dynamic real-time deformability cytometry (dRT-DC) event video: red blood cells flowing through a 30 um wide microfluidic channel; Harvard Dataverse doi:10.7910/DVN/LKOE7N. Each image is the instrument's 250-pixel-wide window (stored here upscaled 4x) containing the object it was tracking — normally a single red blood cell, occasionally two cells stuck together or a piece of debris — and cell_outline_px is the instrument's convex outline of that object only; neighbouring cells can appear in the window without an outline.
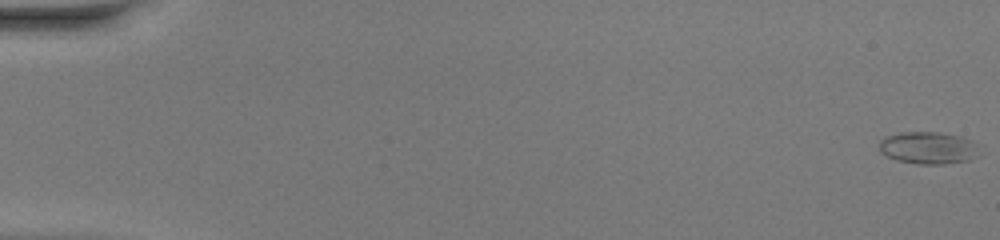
{"species": "common noctule bat (a hibernating species)", "species_latin": "Nyctalus noctula", "temperature_condition": "warm", "stored_images_in_passage": 51, "camera_frame_rate_fps": 3000, "um_per_image_px": 0.085, "animal": {"sex": "female", "body_mass_g": 20.0, "forearm_length_mm": 54.0}, "frame": {"image": 1, "passage_image": 1, "time_ms": 0.0, "image_size_px": [1000, 240], "cell_outline_px": [[980, 144], [976, 156], [968, 160], [944, 164], [916, 164], [896, 160], [880, 152], [880, 140], [884, 136], [900, 132], [940, 132], [960, 136], [972, 140]], "centroid_in_image_um": [78.91, 12.56], "position_along_channel_um": 6.1, "area_um2": 19.02}}
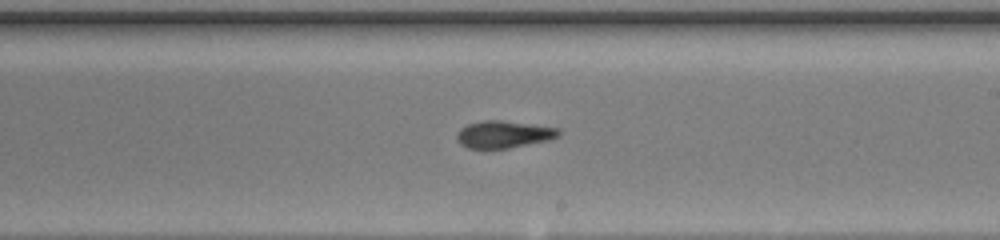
{"frame": {"image": 2, "passage_image": 31, "time_ms": 10.0, "image_size_px": [1000, 240], "cell_outline_px": [[560, 136], [548, 140], [488, 152], [468, 148], [460, 144], [456, 140], [456, 132], [460, 128], [468, 124], [484, 120], [500, 120], [560, 128]], "centroid_in_image_um": [42.74, 11.46], "position_along_channel_um": 246.3, "area_um2": 16.7}}
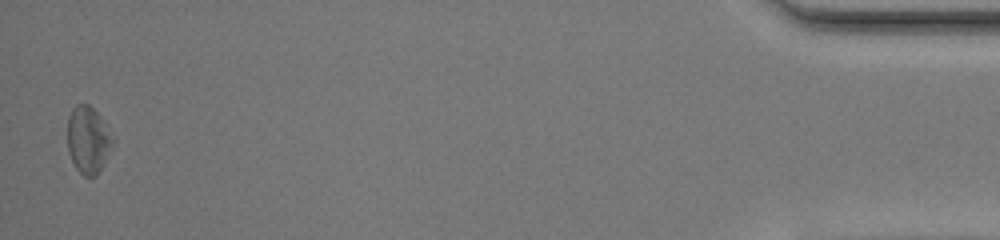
{"frame": {"image": 3, "passage_image": 50, "time_ms": 16.333, "image_size_px": [1000, 240], "cell_outline_px": [[116, 140], [96, 176], [84, 176], [76, 168], [68, 152], [68, 116], [72, 108], [76, 104], [88, 104], [104, 120]], "centroid_in_image_um": [7.51, 11.86], "position_along_channel_um": 427.7, "area_um2": 17.74}, "authors_computed_cell_mechanics": {"area_um2": 17.051, "velocity_mm_per_s": 4.2071, "shape_relaxation_time_tau1_ms": null, "shape_relaxation_time_tau2_ms": 3.7664, "deformation_change_tau1": null, "deformation_change_tau2": 0.1216}}